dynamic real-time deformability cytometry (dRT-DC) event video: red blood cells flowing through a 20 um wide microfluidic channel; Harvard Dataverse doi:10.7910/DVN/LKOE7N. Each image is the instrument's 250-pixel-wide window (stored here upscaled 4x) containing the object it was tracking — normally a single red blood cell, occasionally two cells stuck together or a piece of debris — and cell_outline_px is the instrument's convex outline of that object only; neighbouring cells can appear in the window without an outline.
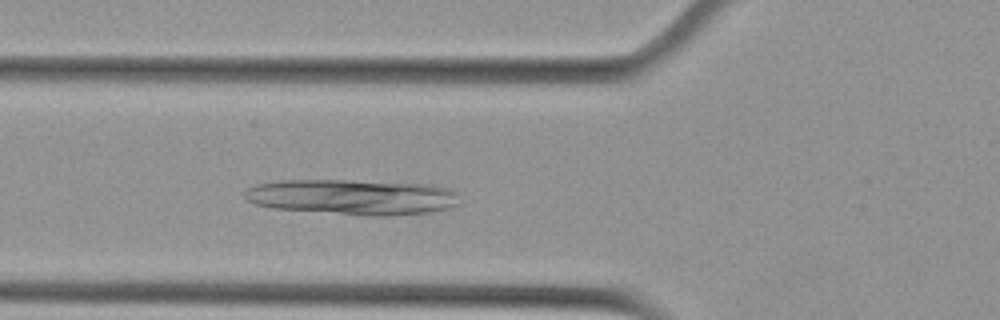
{"species": "Egyptian fruit bat (a non-hibernating species)", "species_latin": "Rousettus aegyptiacus", "temperature_condition": "cold", "stored_images_in_passage": 18, "camera_frame_rate_fps": 3000, "um_per_image_px": 0.085, "animal": {"sex": "female"}, "frame": {"image": 1, "passage_image": 6, "time_ms": 1.667, "image_size_px": [1000, 320], "cell_outline_px": [[464, 204], [452, 208], [432, 212], [392, 216], [364, 216], [272, 208], [256, 204], [248, 200], [244, 196], [244, 192], [248, 188], [256, 184], [280, 180], [348, 180], [436, 184], [460, 192]], "centroid_in_image_um": [30.12, 16.75], "position_along_channel_um": 95.7, "area_um2": 45.6}}
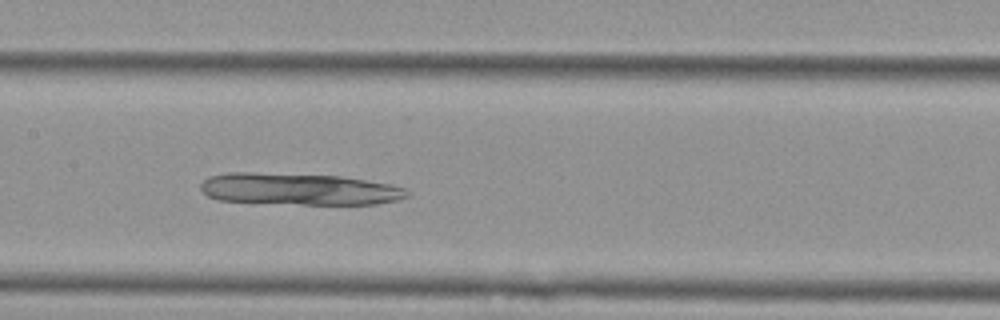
{"frame": {"image": 2, "passage_image": 13, "time_ms": 4.0, "image_size_px": [1000, 320], "cell_outline_px": [[408, 196], [396, 200], [376, 204], [300, 204], [220, 200], [208, 196], [200, 188], [200, 184], [208, 176], [228, 172], [252, 172], [340, 176], [388, 184], [404, 188], [408, 192]], "centroid_in_image_um": [25.37, 16.06], "position_along_channel_um": 182.0, "area_um2": 37.97}}
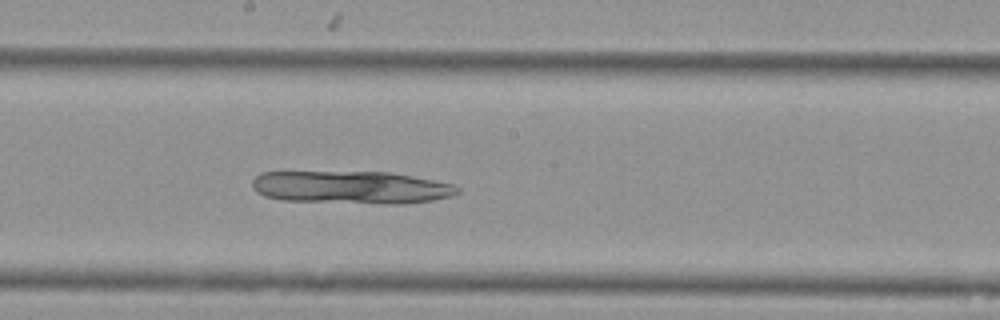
{"frame": {"image": 3, "passage_image": 16, "time_ms": 5.0, "image_size_px": [1000, 320], "cell_outline_px": [[460, 192], [452, 196], [432, 200], [404, 204], [380, 204], [280, 200], [264, 196], [256, 192], [252, 188], [252, 180], [260, 172], [388, 172], [456, 184], [460, 188]], "centroid_in_image_um": [29.85, 15.93], "position_along_channel_um": 218.3, "area_um2": 39.54}}